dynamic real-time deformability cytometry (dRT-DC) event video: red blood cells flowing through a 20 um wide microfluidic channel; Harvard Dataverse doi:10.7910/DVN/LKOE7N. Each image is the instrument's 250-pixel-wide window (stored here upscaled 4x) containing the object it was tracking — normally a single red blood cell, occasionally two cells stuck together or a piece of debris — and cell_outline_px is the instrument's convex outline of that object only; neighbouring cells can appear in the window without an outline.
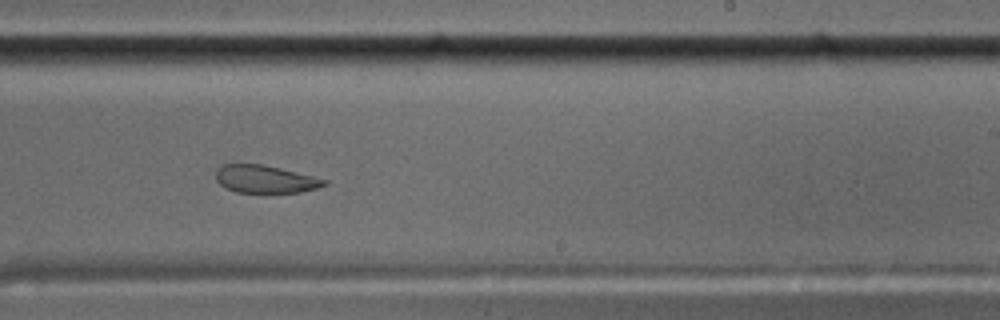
{"species": "common noctule bat (a hibernating species)", "species_latin": "Nyctalus noctula", "temperature_condition": "cold", "stored_images_in_passage": 52, "camera_frame_rate_fps": 3000, "um_per_image_px": 0.085, "animal": {"sex": "male", "body_mass_g": 17.5, "forearm_length_mm": 52.3}, "frame": {"image": 1, "passage_image": 30, "time_ms": 9.667, "image_size_px": [1000, 320], "cell_outline_px": [[328, 184], [316, 188], [300, 192], [236, 192], [220, 184], [216, 180], [216, 168], [220, 164], [264, 164], [328, 180]], "centroid_in_image_um": [22.52, 15.21], "position_along_channel_um": 266.5, "area_um2": 17.4}, "authors_computed_cell_mechanics": {"area_um2": 19.7965, "velocity_mm_per_s": 3.5163, "shape_relaxation_time_tau1_ms": null, "shape_relaxation_time_tau2_ms": 1.6728, "deformation_change_tau1": null, "deformation_change_tau2": 0.0687}}